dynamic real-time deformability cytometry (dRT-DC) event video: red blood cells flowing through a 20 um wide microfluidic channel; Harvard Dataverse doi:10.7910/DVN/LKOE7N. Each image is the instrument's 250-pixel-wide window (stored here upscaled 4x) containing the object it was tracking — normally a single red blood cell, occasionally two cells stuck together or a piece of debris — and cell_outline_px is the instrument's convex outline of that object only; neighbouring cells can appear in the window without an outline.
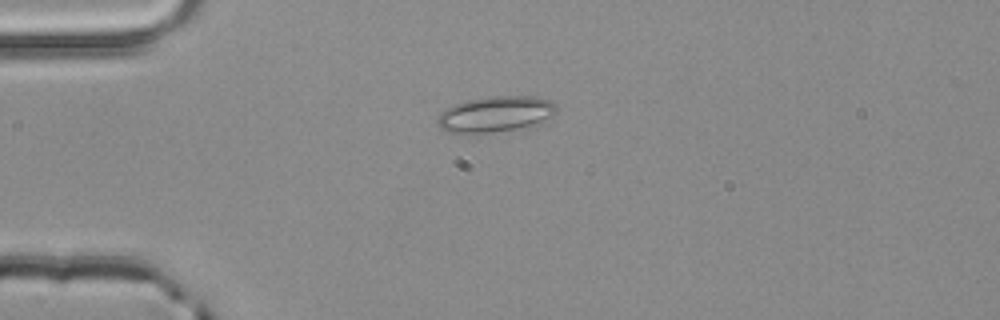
{"species": "common noctule bat (a hibernating species)", "species_latin": "Nyctalus noctula", "temperature_condition": "room temperature", "stored_images_in_passage": 1, "camera_frame_rate_fps": 3000, "um_per_image_px": 0.085, "animal": {"sex": "male", "body_mass_g": 20.4}, "frame": {"image": 1, "passage_image": 1, "time_ms": 0.0, "image_size_px": [1000, 320], "cell_outline_px": [[556, 112], [552, 116], [532, 128], [492, 132], [448, 132], [440, 128], [436, 120], [440, 112], [452, 104], [468, 100], [488, 96], [532, 96], [552, 100], [556, 104]], "centroid_in_image_um": [42.16, 9.7], "position_along_channel_um": 42.8, "area_um2": 25.26}}